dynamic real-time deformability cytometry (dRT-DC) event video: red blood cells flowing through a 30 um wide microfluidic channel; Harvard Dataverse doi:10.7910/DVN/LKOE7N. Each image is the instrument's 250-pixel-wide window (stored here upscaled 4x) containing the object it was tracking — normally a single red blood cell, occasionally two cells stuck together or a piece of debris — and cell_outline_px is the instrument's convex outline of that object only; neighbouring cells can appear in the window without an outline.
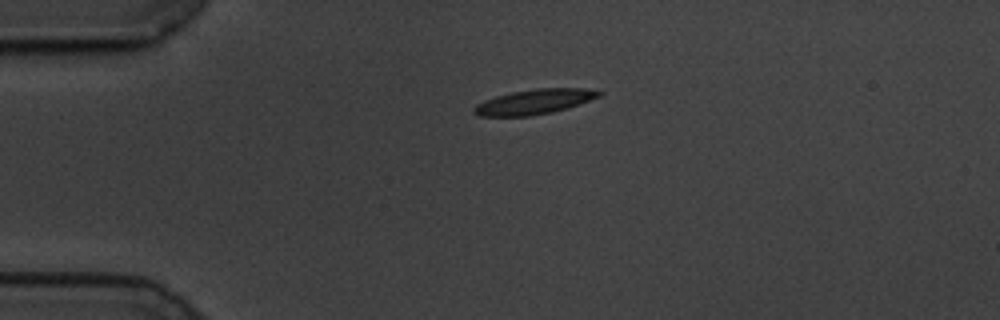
{"species": "common noctule bat (a hibernating species)", "species_latin": "Nyctalus noctula", "temperature_condition": "cold", "stored_images_in_passage": 46, "camera_frame_rate_fps": 3000, "um_per_image_px": 0.085, "animal": {"sex": "male", "body_mass_g": 19.5, "forearm_length_mm": 54.6}, "frame": {"image": 1, "passage_image": 1, "time_ms": 0.0, "image_size_px": [1000, 320], "cell_outline_px": [[604, 92], [600, 96], [580, 104], [568, 108], [552, 112], [528, 116], [476, 116], [472, 112], [472, 108], [476, 104], [484, 100], [496, 96], [512, 92], [536, 88], [584, 88]], "centroid_in_image_um": [45.39, 8.65], "position_along_channel_um": 39.6, "area_um2": 18.26}}
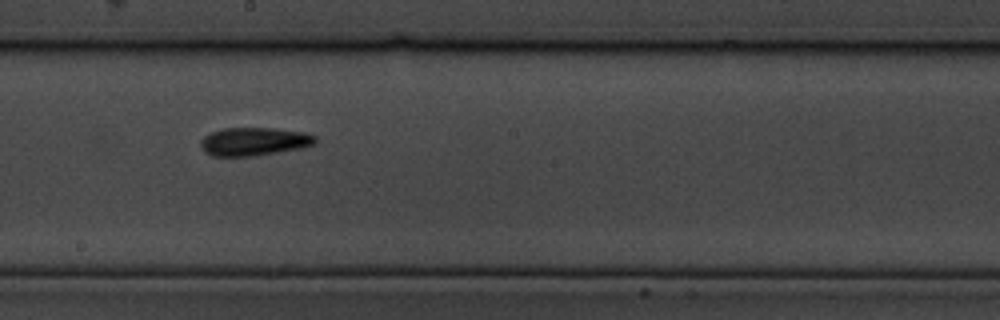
{"frame": {"image": 2, "passage_image": 20, "time_ms": 6.333, "image_size_px": [1000, 320], "cell_outline_px": [[316, 144], [300, 148], [256, 156], [212, 156], [204, 152], [200, 144], [200, 140], [204, 136], [212, 132], [224, 128], [272, 128], [304, 132], [316, 136]], "centroid_in_image_um": [21.58, 12.03], "position_along_channel_um": 226.6, "area_um2": 18.9}}
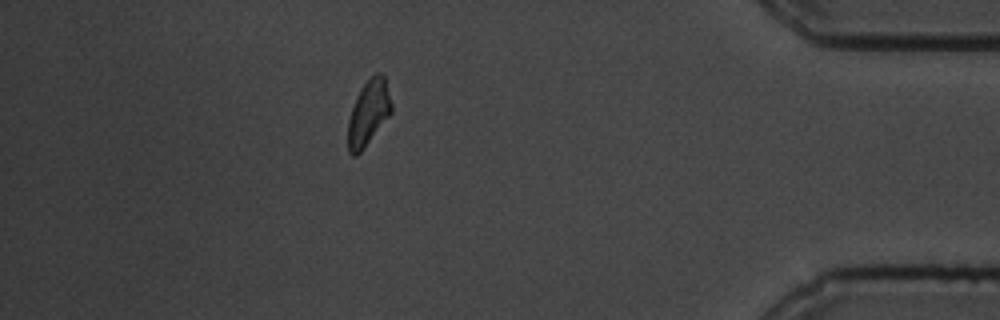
{"frame": {"image": 3, "passage_image": 39, "time_ms": 12.667, "image_size_px": [1000, 320], "cell_outline_px": [[392, 112], [364, 148], [356, 156], [352, 156], [348, 152], [348, 120], [356, 96], [360, 88], [376, 72], [380, 72], [384, 76], [392, 104]], "centroid_in_image_um": [31.31, 9.6], "position_along_channel_um": 403.9, "area_um2": 16.47}, "authors_computed_cell_mechanics": {"area_um2": 17.6579, "velocity_mm_per_s": 3.4511, "shape_relaxation_time_tau1_ms": 2.0395, "shape_relaxation_time_tau2_ms": 3.5657, "deformation_change_tau1": 0.1191, "deformation_change_tau2": 0.1174}}